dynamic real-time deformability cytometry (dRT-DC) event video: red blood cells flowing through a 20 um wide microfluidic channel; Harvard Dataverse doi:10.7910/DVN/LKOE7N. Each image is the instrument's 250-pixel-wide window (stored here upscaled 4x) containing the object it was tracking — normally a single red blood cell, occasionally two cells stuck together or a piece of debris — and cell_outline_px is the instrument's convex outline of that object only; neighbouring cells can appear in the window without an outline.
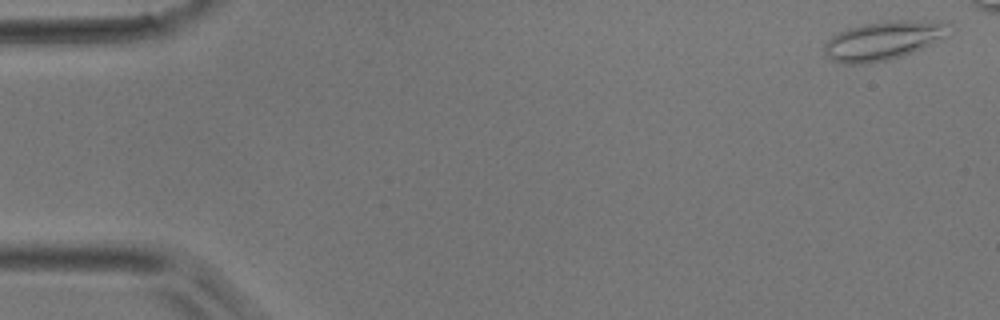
{"species": "common noctule bat (a hibernating species)", "species_latin": "Nyctalus noctula", "temperature_condition": "room temperature", "stored_images_in_passage": 42, "camera_frame_rate_fps": 3000, "um_per_image_px": 0.085, "animal": {"sex": "male", "body_mass_g": 17.9}, "frame": {"image": 1, "passage_image": 2, "time_ms": 0.333, "image_size_px": [1000, 320], "cell_outline_px": [[956, 28], [928, 44], [912, 52], [888, 60], [868, 64], [840, 64], [832, 60], [824, 52], [824, 44], [836, 32], [848, 28], [864, 24], [888, 20], [944, 20], [952, 24]], "centroid_in_image_um": [75.09, 3.42], "position_along_channel_um": 9.9, "area_um2": 28.44}}
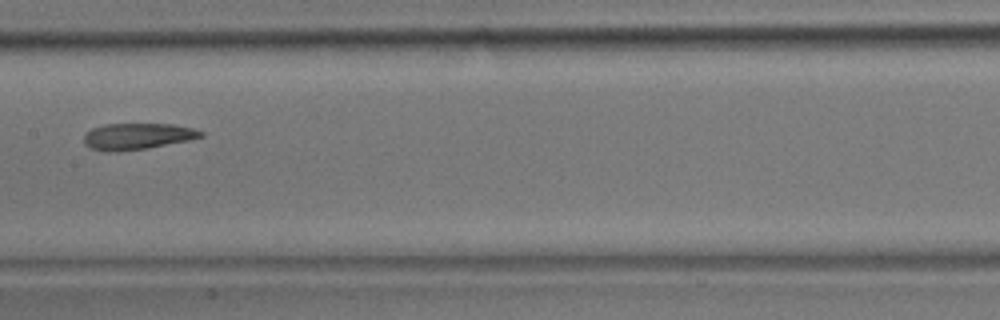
{"frame": {"image": 2, "passage_image": 24, "time_ms": 7.667, "image_size_px": [1000, 320], "cell_outline_px": [[204, 136], [192, 140], [148, 148], [120, 152], [104, 152], [92, 148], [84, 144], [84, 132], [92, 128], [104, 124], [172, 124], [192, 128], [204, 132]], "centroid_in_image_um": [11.66, 11.6], "position_along_channel_um": 195.7, "area_um2": 18.26}}
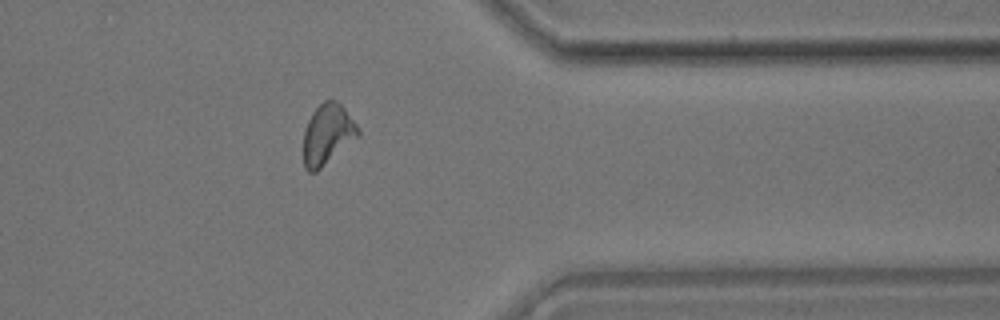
{"frame": {"image": 3, "passage_image": 38, "time_ms": 12.333, "image_size_px": [1000, 320], "cell_outline_px": [[360, 136], [316, 172], [308, 172], [304, 168], [304, 128], [312, 112], [324, 100], [336, 100], [344, 108], [360, 128]], "centroid_in_image_um": [27.85, 11.42], "position_along_channel_um": 383.6, "area_um2": 19.36}}